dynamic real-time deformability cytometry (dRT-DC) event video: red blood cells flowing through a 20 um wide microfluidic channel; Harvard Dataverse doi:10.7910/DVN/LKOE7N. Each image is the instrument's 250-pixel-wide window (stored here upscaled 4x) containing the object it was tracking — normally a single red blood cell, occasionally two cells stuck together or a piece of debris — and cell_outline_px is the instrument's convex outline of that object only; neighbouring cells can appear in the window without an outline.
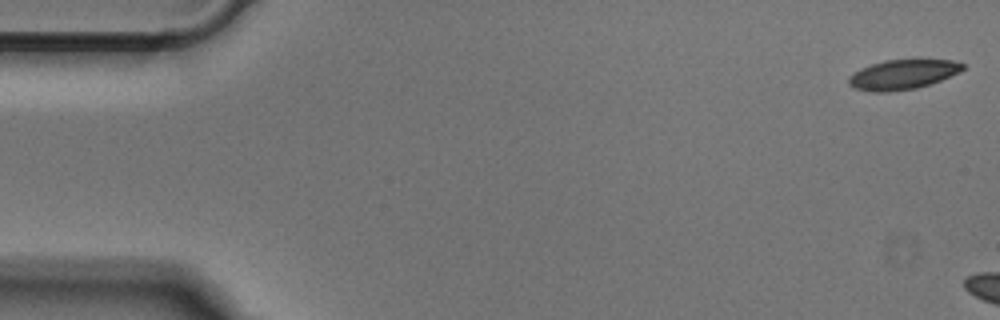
{"species": "Egyptian fruit bat (a non-hibernating species)", "species_latin": "Rousettus aegyptiacus", "temperature_condition": "cold", "stored_images_in_passage": 5, "camera_frame_rate_fps": 3000, "um_per_image_px": 0.085, "animal": {"sex": "male"}, "frame": {"image": 1, "passage_image": 1, "time_ms": 0.0, "image_size_px": [1000, 320], "cell_outline_px": [[964, 68], [960, 72], [940, 80], [916, 88], [888, 92], [872, 92], [852, 88], [848, 84], [848, 76], [860, 68], [884, 60], [920, 56], [952, 60], [964, 64]], "centroid_in_image_um": [76.74, 6.28], "position_along_channel_um": 8.3, "area_um2": 20.69}}